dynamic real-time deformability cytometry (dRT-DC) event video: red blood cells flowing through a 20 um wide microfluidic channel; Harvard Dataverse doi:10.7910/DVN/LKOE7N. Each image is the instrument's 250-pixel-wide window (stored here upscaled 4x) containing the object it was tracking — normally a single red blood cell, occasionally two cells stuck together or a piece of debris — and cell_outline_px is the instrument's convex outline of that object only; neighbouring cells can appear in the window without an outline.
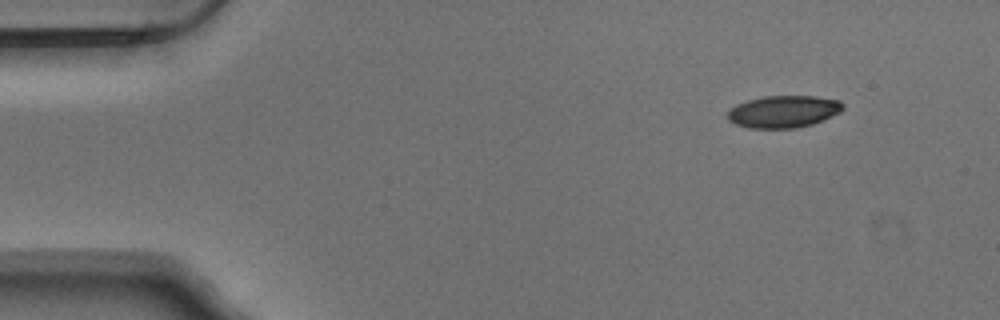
{"species": "Egyptian fruit bat (a non-hibernating species)", "species_latin": "Rousettus aegyptiacus", "temperature_condition": "warm", "stored_images_in_passage": 5, "camera_frame_rate_fps": 3000, "um_per_image_px": 0.085, "animal": {"sex": "male"}, "frame": {"image": 1, "passage_image": 1, "time_ms": 0.0, "image_size_px": [1000, 320], "cell_outline_px": [[844, 108], [840, 112], [832, 116], [812, 124], [796, 128], [748, 128], [736, 124], [728, 120], [728, 112], [736, 104], [748, 100], [764, 96], [816, 96], [840, 100], [844, 104]], "centroid_in_image_um": [66.62, 9.48], "position_along_channel_um": 18.4, "area_um2": 21.62}}